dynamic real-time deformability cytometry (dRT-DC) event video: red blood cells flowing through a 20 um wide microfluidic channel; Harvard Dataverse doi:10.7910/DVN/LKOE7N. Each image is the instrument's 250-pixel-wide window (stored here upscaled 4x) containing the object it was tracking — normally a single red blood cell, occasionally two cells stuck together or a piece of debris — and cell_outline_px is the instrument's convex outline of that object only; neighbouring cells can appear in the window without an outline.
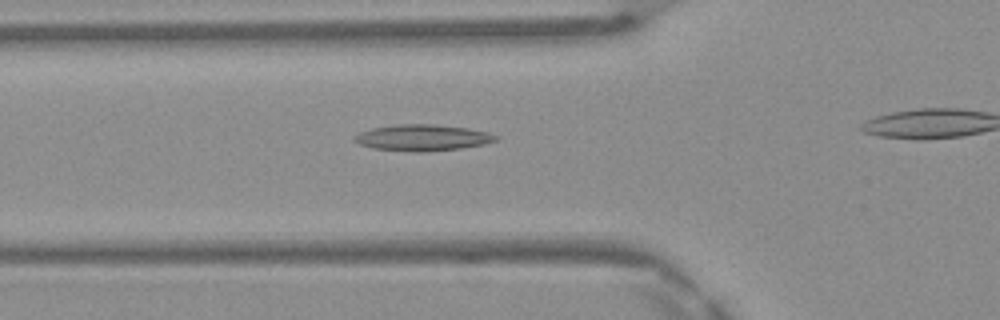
{"species": "Egyptian fruit bat (a non-hibernating species)", "species_latin": "Rousettus aegyptiacus", "temperature_condition": "warm", "stored_images_in_passage": 30, "camera_frame_rate_fps": 3000, "um_per_image_px": 0.085, "frame": {"image": 1, "passage_image": 8, "time_ms": 2.333, "image_size_px": [1000, 320], "cell_outline_px": [[500, 140], [484, 144], [460, 148], [424, 152], [412, 152], [372, 148], [360, 144], [352, 140], [360, 132], [372, 128], [396, 124], [432, 124], [468, 128], [488, 132], [500, 136]], "centroid_in_image_um": [35.95, 11.7], "position_along_channel_um": 89.9, "area_um2": 21.73}}
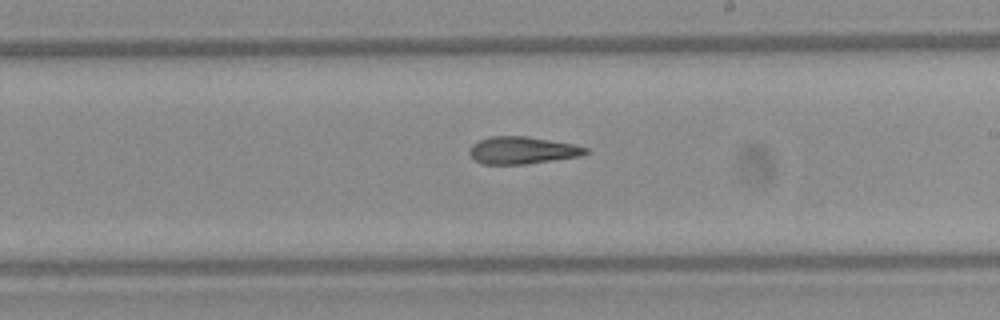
{"frame": {"image": 2, "passage_image": 19, "time_ms": 6.0, "image_size_px": [1000, 320], "cell_outline_px": [[592, 152], [580, 156], [524, 164], [484, 164], [476, 160], [468, 152], [468, 148], [472, 144], [480, 140], [492, 136], [528, 136], [572, 144], [588, 148]], "centroid_in_image_um": [44.4, 12.77], "position_along_channel_um": 244.6, "area_um2": 18.38}}
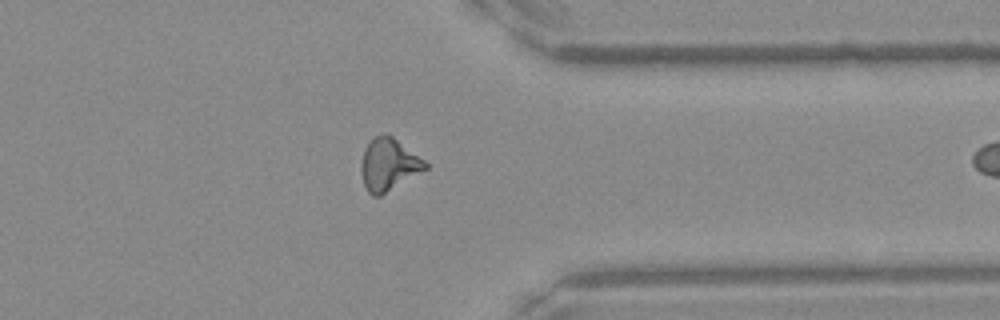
{"frame": {"image": 3, "passage_image": 29, "time_ms": 9.333, "image_size_px": [1000, 320], "cell_outline_px": [[428, 168], [380, 196], [372, 196], [368, 192], [364, 184], [360, 172], [360, 164], [364, 148], [368, 140], [372, 136], [384, 132], [392, 136], [424, 160], [428, 164]], "centroid_in_image_um": [32.99, 13.96], "position_along_channel_um": 378.4, "area_um2": 19.71}}